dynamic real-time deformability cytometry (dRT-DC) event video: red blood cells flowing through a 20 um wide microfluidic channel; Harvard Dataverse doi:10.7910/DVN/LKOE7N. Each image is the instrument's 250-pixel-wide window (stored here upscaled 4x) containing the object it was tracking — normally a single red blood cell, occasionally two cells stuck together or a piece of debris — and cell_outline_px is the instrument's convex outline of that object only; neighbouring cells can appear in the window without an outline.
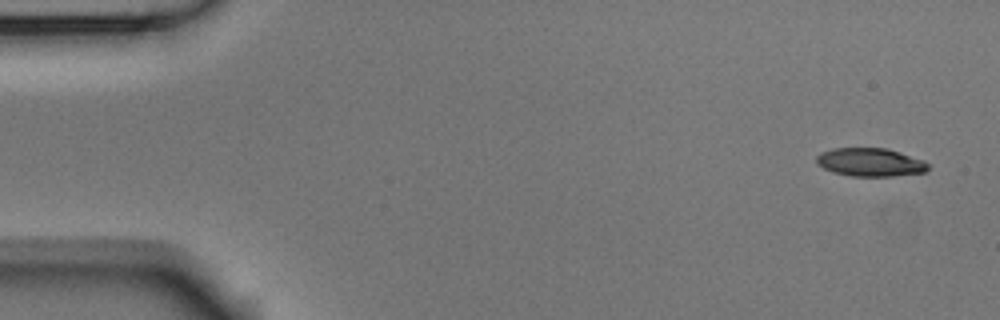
{"species": "Egyptian fruit bat (a non-hibernating species)", "species_latin": "Rousettus aegyptiacus", "temperature_condition": "room temperature", "stored_images_in_passage": 10, "camera_frame_rate_fps": 3000, "um_per_image_px": 0.085, "animal": {"sex": "male"}, "frame": {"image": 1, "passage_image": 1, "time_ms": 0.0, "image_size_px": [1000, 320], "cell_outline_px": [[928, 168], [924, 172], [892, 176], [852, 176], [832, 172], [816, 164], [816, 156], [820, 152], [832, 148], [884, 148], [900, 152], [924, 160], [928, 164]], "centroid_in_image_um": [73.93, 13.78], "position_along_channel_um": 11.1, "area_um2": 18.44}}
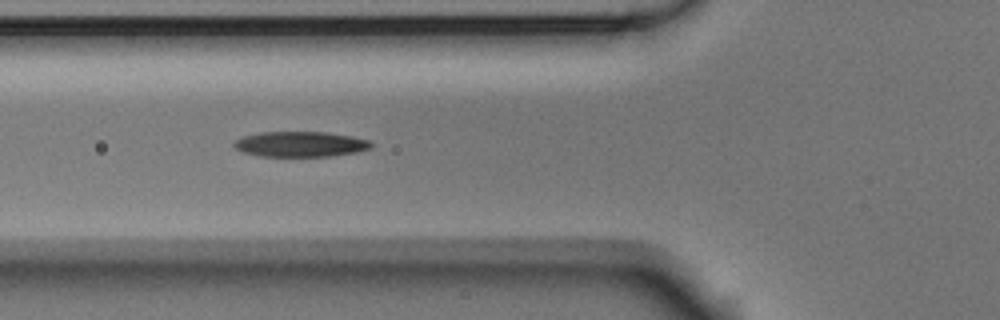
{"frame": {"image": 2, "passage_image": 6, "time_ms": 1.667, "image_size_px": [1000, 320], "cell_outline_px": [[372, 148], [356, 152], [328, 156], [260, 156], [244, 152], [236, 148], [232, 144], [232, 140], [240, 136], [260, 132], [324, 132], [352, 136], [368, 140], [372, 144]], "centroid_in_image_um": [25.48, 12.24], "position_along_channel_um": 100.3, "area_um2": 20.29}}
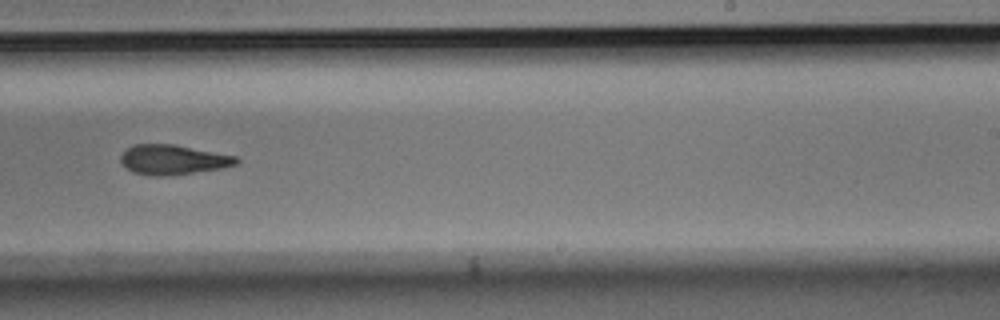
{"frame": {"image": 3, "passage_image": 10, "time_ms": 3.0, "image_size_px": [1000, 320], "cell_outline_px": [[240, 164], [224, 168], [160, 176], [152, 176], [132, 172], [120, 160], [120, 156], [128, 148], [136, 144], [172, 144], [236, 156], [240, 160]], "centroid_in_image_um": [14.74, 13.57], "position_along_channel_um": 274.3, "area_um2": 19.83}}